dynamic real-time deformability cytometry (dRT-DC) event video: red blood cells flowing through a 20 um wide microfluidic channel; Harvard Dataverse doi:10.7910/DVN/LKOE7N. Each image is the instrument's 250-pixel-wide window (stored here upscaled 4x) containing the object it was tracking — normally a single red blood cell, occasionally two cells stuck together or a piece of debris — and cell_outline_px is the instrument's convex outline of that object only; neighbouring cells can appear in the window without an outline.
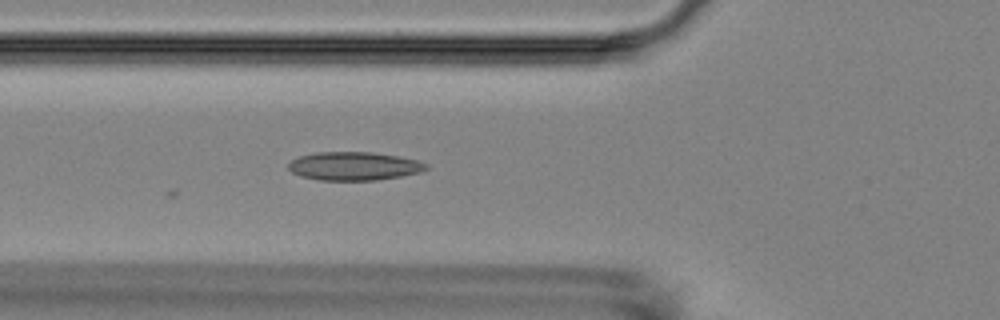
{"species": "Egyptian fruit bat (a non-hibernating species)", "species_latin": "Rousettus aegyptiacus", "temperature_condition": "room temperature", "stored_images_in_passage": 6, "camera_frame_rate_fps": 3000, "um_per_image_px": 0.085, "animal": {"sex": "female"}, "frame": {"image": 1, "passage_image": 6, "time_ms": 5.667, "image_size_px": [1000, 320], "cell_outline_px": [[428, 168], [420, 172], [400, 176], [376, 180], [320, 180], [300, 176], [292, 172], [288, 168], [288, 164], [292, 160], [300, 156], [316, 152], [372, 152], [396, 156], [416, 160], [428, 164]], "centroid_in_image_um": [30.07, 14.12], "position_along_channel_um": 95.7, "area_um2": 22.66}}